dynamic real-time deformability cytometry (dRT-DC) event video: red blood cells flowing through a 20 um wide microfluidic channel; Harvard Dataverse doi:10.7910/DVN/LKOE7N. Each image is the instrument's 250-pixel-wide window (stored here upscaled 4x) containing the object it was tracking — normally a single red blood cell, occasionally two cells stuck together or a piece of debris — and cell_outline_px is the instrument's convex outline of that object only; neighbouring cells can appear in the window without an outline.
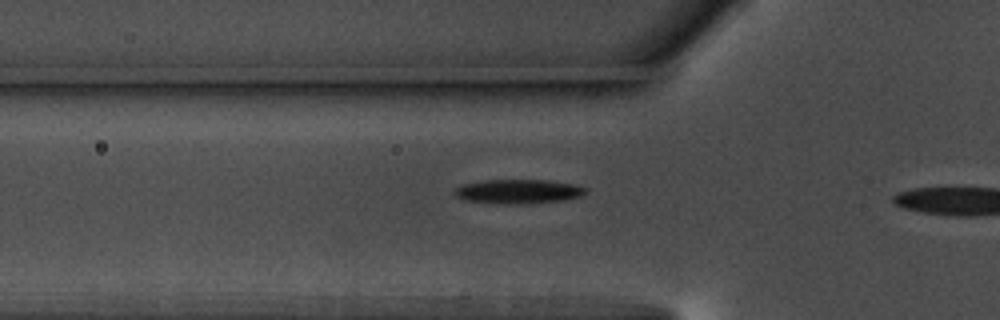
{"species": "common noctule bat (a hibernating species)", "species_latin": "Nyctalus noctula", "temperature_condition": "warm", "stored_images_in_passage": 9, "camera_frame_rate_fps": 3000, "um_per_image_px": 0.085, "animal": {"sex": "male", "body_mass_g": 17.5, "forearm_length_mm": 52.3}, "frame": {"image": 1, "passage_image": 7, "time_ms": 2.0, "image_size_px": [1000, 320], "cell_outline_px": [[588, 192], [580, 196], [560, 200], [524, 204], [504, 204], [464, 200], [456, 196], [452, 192], [456, 188], [464, 184], [484, 180], [548, 180], [576, 184], [588, 188]], "centroid_in_image_um": [44.07, 16.27], "position_along_channel_um": 81.7, "area_um2": 18.55}}